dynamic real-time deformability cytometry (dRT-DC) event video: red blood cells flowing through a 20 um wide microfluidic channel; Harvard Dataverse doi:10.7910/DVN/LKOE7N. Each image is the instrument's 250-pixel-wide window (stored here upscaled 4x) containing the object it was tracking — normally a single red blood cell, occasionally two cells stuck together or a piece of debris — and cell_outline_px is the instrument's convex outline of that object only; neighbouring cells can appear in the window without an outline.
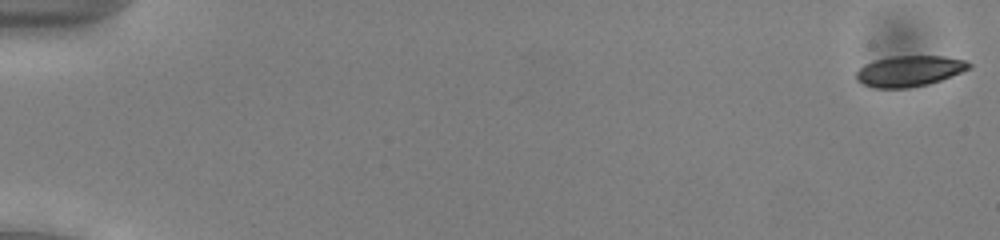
{"species": "common noctule bat (a hibernating species)", "species_latin": "Nyctalus noctula", "temperature_condition": "cold", "stored_images_in_passage": 53, "camera_frame_rate_fps": 3000, "um_per_image_px": 0.085, "animal": {"sex": "male", "body_mass_g": 13.0, "forearm_length_mm": 53.1}, "frame": {"image": 1, "passage_image": 1, "time_ms": 0.0, "image_size_px": [1000, 240], "cell_outline_px": [[972, 68], [940, 80], [928, 84], [908, 88], [876, 88], [864, 84], [856, 80], [856, 72], [864, 64], [876, 60], [892, 56], [944, 56], [964, 60], [972, 64]], "centroid_in_image_um": [77.3, 6.04], "position_along_channel_um": 7.7, "area_um2": 20.17}}
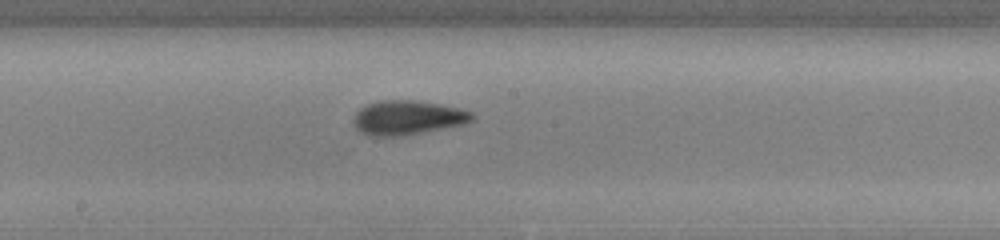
{"frame": {"image": 2, "passage_image": 30, "time_ms": 9.667, "image_size_px": [1000, 240], "cell_outline_px": [[476, 116], [472, 120], [464, 124], [400, 136], [368, 136], [360, 132], [356, 128], [352, 120], [356, 112], [360, 108], [368, 104], [380, 100], [412, 100], [440, 104], [472, 112]], "centroid_in_image_um": [34.6, 10.0], "position_along_channel_um": 213.6, "area_um2": 23.58}}
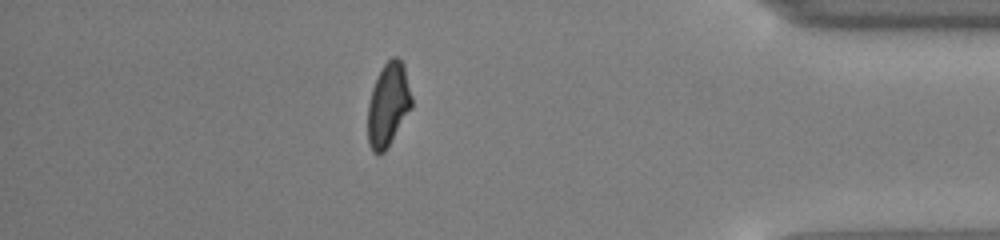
{"frame": {"image": 3, "passage_image": 47, "time_ms": 15.333, "image_size_px": [1000, 240], "cell_outline_px": [[412, 108], [384, 152], [372, 152], [368, 144], [368, 104], [372, 88], [384, 64], [392, 56], [396, 56], [404, 64], [412, 96]], "centroid_in_image_um": [33.01, 8.88], "position_along_channel_um": 402.2, "area_um2": 21.21}, "authors_computed_cell_mechanics": {"area_um2": 21.7906, "velocity_mm_per_s": 3.9335, "shape_relaxation_time_tau1_ms": 3.2459, "shape_relaxation_time_tau2_ms": 3.7224, "deformation_change_tau1": 0.123, "deformation_change_tau2": 0.0899}}